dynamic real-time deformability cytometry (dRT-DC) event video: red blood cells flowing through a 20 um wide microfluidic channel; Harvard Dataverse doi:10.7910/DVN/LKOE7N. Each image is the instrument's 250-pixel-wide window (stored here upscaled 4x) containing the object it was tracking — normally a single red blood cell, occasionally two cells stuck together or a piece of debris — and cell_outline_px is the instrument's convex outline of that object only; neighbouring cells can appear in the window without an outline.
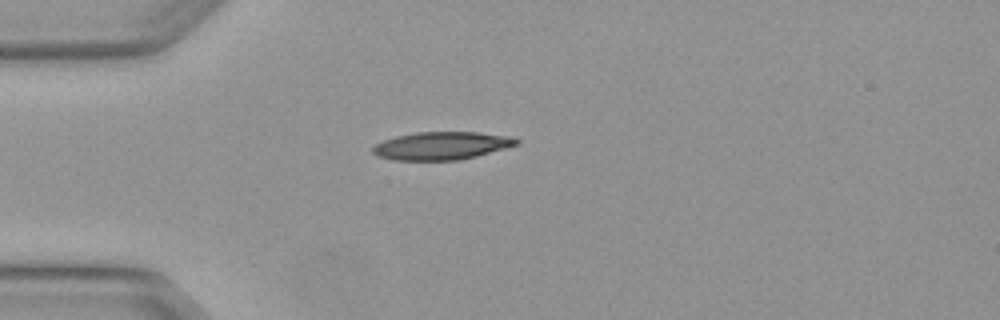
{"species": "Egyptian fruit bat (a non-hibernating species)", "species_latin": "Rousettus aegyptiacus", "temperature_condition": "warm", "stored_images_in_passage": 3, "camera_frame_rate_fps": 3000, "um_per_image_px": 0.085, "animal": {"sex": "female"}, "frame": {"image": 1, "passage_image": 1, "time_ms": 0.0, "image_size_px": [1000, 320], "cell_outline_px": [[520, 144], [476, 156], [460, 160], [396, 160], [380, 156], [372, 152], [372, 148], [376, 144], [384, 140], [396, 136], [416, 132], [476, 132], [508, 136], [520, 140]], "centroid_in_image_um": [37.56, 12.38], "position_along_channel_um": 47.4, "area_um2": 23.18}}
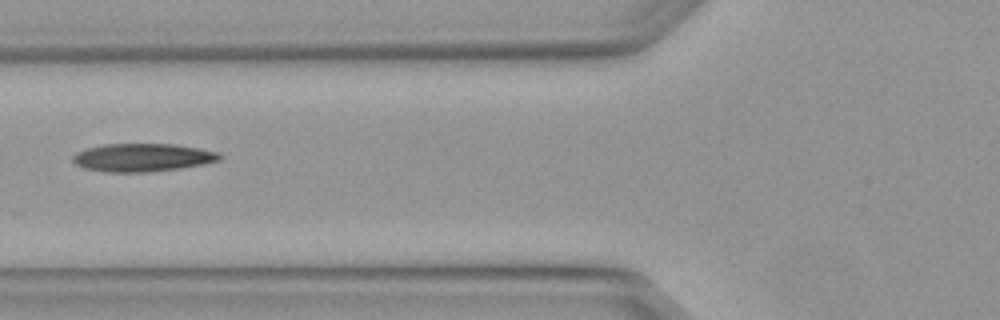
{"frame": {"image": 2, "passage_image": 3, "time_ms": 0.667, "image_size_px": [1000, 320], "cell_outline_px": [[224, 156], [220, 160], [204, 164], [180, 168], [144, 172], [104, 172], [84, 168], [76, 164], [72, 160], [72, 156], [76, 152], [88, 148], [104, 144], [172, 144], [220, 152]], "centroid_in_image_um": [12.12, 13.39], "position_along_channel_um": 113.7, "area_um2": 23.99}}